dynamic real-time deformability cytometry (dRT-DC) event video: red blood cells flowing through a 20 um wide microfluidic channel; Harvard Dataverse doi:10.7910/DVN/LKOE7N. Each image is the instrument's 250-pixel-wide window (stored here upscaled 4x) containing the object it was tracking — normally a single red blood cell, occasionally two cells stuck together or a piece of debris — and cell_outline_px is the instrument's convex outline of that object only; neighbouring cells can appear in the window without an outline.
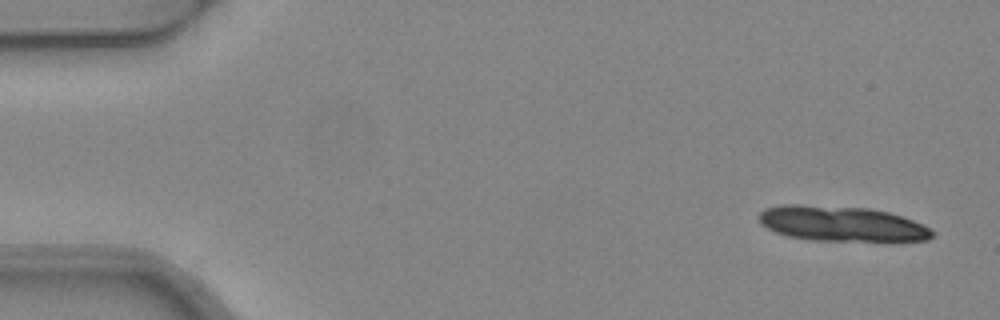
{"species": "common noctule bat (a hibernating species)", "species_latin": "Nyctalus noctula", "temperature_condition": "warm", "stored_images_in_passage": 4, "camera_frame_rate_fps": 3000, "um_per_image_px": 0.085, "animal": {"sex": "female", "body_mass_g": 24.6, "forearm_length_mm": 56.2}, "frame": {"image": 1, "passage_image": 1, "time_ms": 0.0, "image_size_px": [1000, 320], "cell_outline_px": [[936, 232], [928, 240], [892, 244], [888, 244], [808, 240], [788, 236], [776, 232], [760, 224], [760, 212], [764, 208], [780, 204], [800, 204], [868, 208], [888, 212], [912, 220]], "centroid_in_image_um": [71.61, 19.07], "position_along_channel_um": 13.4, "area_um2": 36.99}}